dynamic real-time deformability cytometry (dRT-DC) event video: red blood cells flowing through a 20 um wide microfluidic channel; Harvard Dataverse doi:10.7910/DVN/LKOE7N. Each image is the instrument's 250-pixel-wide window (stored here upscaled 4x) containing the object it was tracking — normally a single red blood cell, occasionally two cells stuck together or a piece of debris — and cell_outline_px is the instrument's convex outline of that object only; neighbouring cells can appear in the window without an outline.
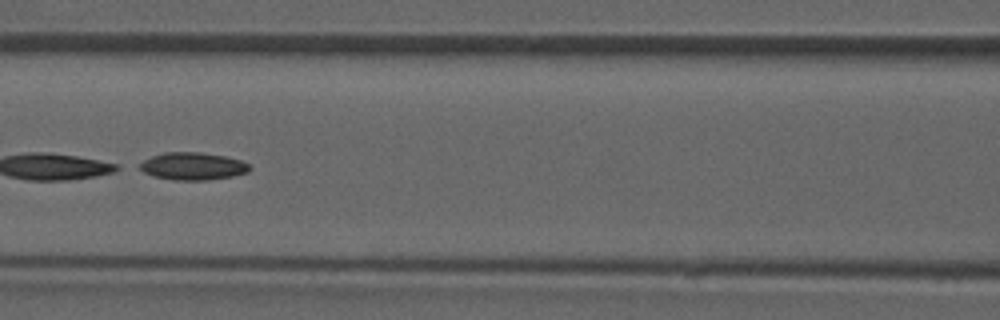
{"species": "common noctule bat (a hibernating species)", "species_latin": "Nyctalus noctula", "temperature_condition": "room temperature", "stored_images_in_passage": 8, "camera_frame_rate_fps": 3000, "um_per_image_px": 0.085, "animal": {"sex": "male", "forearm_length_mm": 52.5}, "frame": {"image": 1, "passage_image": 6, "time_ms": 5.667, "image_size_px": [1000, 320], "cell_outline_px": [[252, 168], [248, 172], [232, 176], [208, 180], [176, 180], [152, 176], [136, 168], [136, 164], [152, 156], [164, 152], [200, 152], [224, 156], [240, 160], [248, 164]], "centroid_in_image_um": [16.34, 14.13], "position_along_channel_um": 150.3, "area_um2": 17.74}}